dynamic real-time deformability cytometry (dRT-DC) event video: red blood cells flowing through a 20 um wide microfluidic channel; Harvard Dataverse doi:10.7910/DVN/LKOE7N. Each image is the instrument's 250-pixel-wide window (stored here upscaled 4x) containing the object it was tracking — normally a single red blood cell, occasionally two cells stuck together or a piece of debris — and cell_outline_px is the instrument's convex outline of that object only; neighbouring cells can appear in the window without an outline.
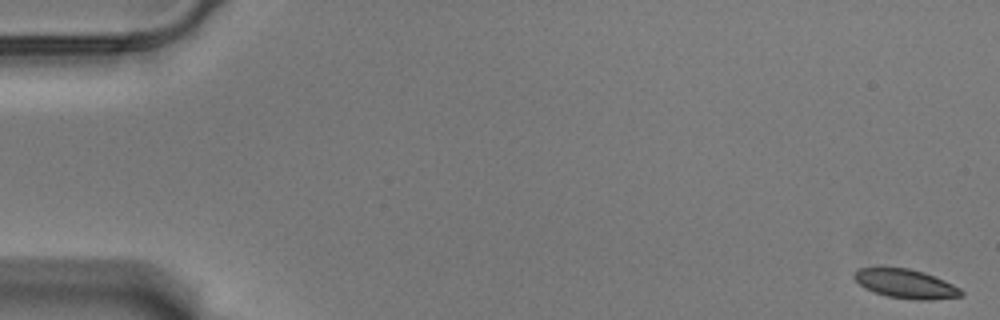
{"species": "Egyptian fruit bat (a non-hibernating species)", "species_latin": "Rousettus aegyptiacus", "temperature_condition": "warm", "stored_images_in_passage": 57, "camera_frame_rate_fps": 3000, "um_per_image_px": 0.085, "animal": {"sex": "male"}, "frame": {"image": 1, "passage_image": 1, "time_ms": 0.0, "image_size_px": [1000, 320], "cell_outline_px": [[964, 296], [932, 300], [916, 300], [888, 296], [872, 292], [864, 288], [852, 276], [860, 268], [908, 268], [944, 280], [960, 288], [964, 292]], "centroid_in_image_um": [77.01, 24.15], "position_along_channel_um": 8.0, "area_um2": 17.92}}
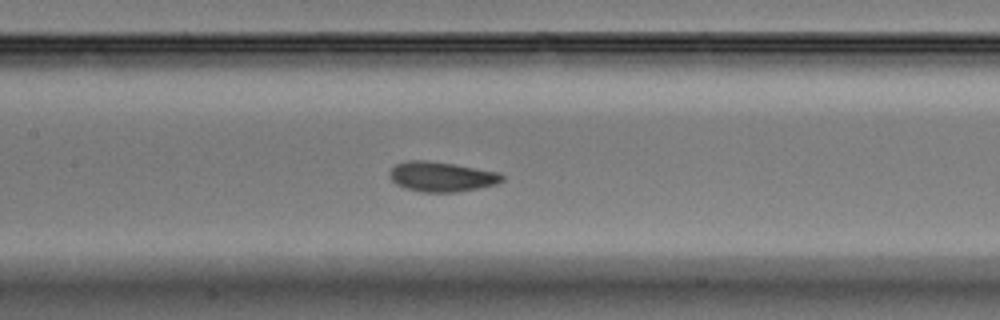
{"frame": {"image": 2, "passage_image": 28, "time_ms": 9.0, "image_size_px": [1000, 320], "cell_outline_px": [[504, 180], [496, 184], [480, 188], [456, 192], [420, 192], [396, 184], [392, 180], [388, 172], [396, 164], [408, 160], [428, 160], [456, 164], [500, 172], [504, 176]], "centroid_in_image_um": [37.56, 15.01], "position_along_channel_um": 169.8, "area_um2": 19.77}}
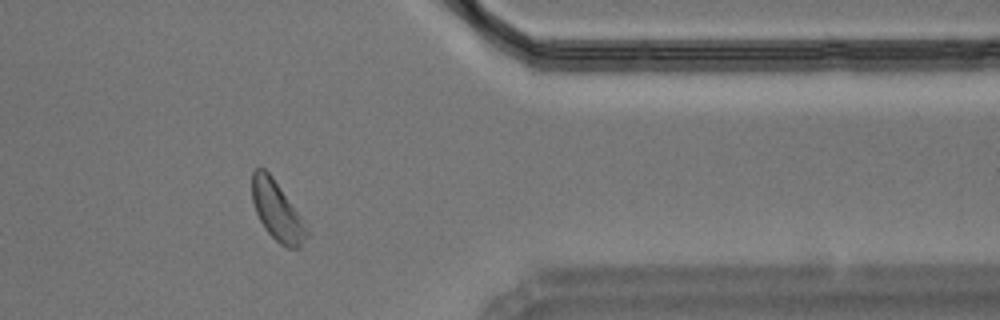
{"frame": {"image": 3, "passage_image": 48, "time_ms": 15.667, "image_size_px": [1000, 320], "cell_outline_px": [[308, 236], [300, 248], [288, 248], [280, 244], [264, 228], [256, 212], [252, 200], [252, 172], [256, 168], [264, 168], [272, 176], [300, 216], [308, 232]], "centroid_in_image_um": [23.53, 17.94], "position_along_channel_um": 387.9, "area_um2": 18.5}, "authors_computed_cell_mechanics": {"area_um2": 18.9584, "velocity_mm_per_s": 3.4964, "shape_relaxation_time_tau1_ms": 4.7088, "shape_relaxation_time_tau2_ms": 1.9694, "deformation_change_tau1": 0.1571, "deformation_change_tau2": 0.0643}}